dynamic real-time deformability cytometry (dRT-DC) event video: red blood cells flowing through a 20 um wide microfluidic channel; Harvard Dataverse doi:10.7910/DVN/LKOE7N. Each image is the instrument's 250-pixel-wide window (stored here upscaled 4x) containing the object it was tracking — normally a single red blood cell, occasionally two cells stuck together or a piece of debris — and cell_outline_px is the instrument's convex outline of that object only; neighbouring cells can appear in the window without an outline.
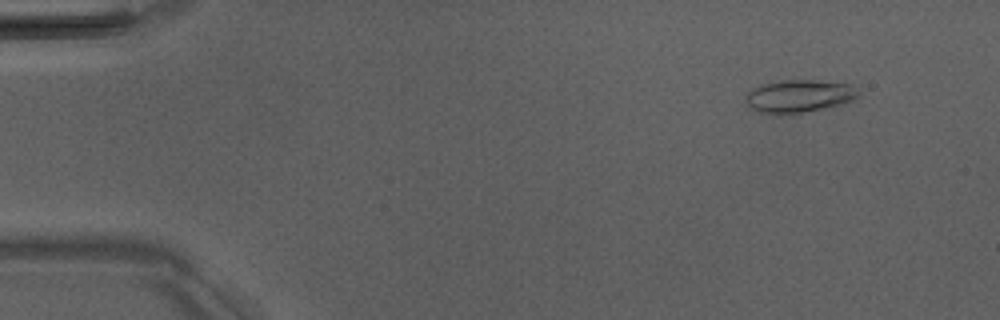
{"species": "Egyptian fruit bat (a non-hibernating species)", "species_latin": "Rousettus aegyptiacus", "temperature_condition": "room temperature", "stored_images_in_passage": 4, "camera_frame_rate_fps": 3000, "um_per_image_px": 0.085, "animal": {"sex": "male"}, "frame": {"image": 1, "passage_image": 2, "time_ms": 1.0, "image_size_px": [1000, 320], "cell_outline_px": [[860, 96], [852, 100], [832, 108], [788, 116], [756, 112], [748, 104], [748, 92], [752, 88], [760, 84], [784, 80], [816, 80], [852, 84], [860, 88]], "centroid_in_image_um": [68.0, 8.2], "position_along_channel_um": 17.0, "area_um2": 22.31}}